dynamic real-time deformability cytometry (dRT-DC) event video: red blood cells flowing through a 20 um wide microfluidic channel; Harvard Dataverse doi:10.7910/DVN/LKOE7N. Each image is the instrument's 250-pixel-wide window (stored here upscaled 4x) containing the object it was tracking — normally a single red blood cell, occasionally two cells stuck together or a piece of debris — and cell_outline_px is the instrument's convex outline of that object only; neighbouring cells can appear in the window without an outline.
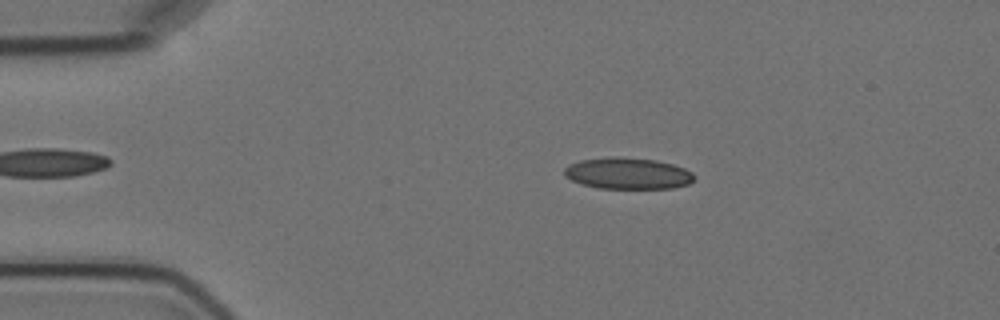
{"species": "Egyptian fruit bat (a non-hibernating species)", "species_latin": "Rousettus aegyptiacus", "temperature_condition": "cold", "stored_images_in_passage": 8, "camera_frame_rate_fps": 3000, "um_per_image_px": 0.085, "animal": {"sex": "female"}, "frame": {"image": 1, "passage_image": 2, "time_ms": 1.333, "image_size_px": [1000, 320], "cell_outline_px": [[696, 176], [688, 184], [672, 188], [596, 188], [580, 184], [564, 176], [564, 168], [568, 164], [580, 160], [612, 156], [620, 156], [656, 160], [672, 164], [684, 168], [692, 172]], "centroid_in_image_um": [53.32, 14.73], "position_along_channel_um": 31.7, "area_um2": 23.99}}
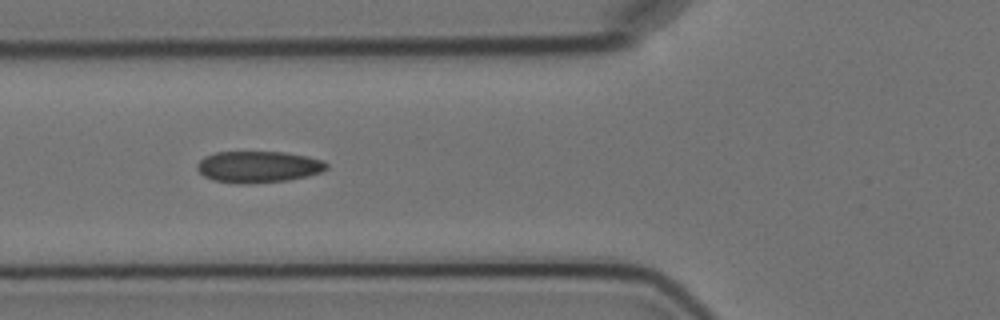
{"frame": {"image": 2, "passage_image": 5, "time_ms": 4.667, "image_size_px": [1000, 320], "cell_outline_px": [[328, 168], [320, 172], [308, 176], [288, 180], [244, 184], [240, 184], [212, 180], [204, 176], [196, 168], [196, 164], [204, 156], [216, 152], [284, 152], [308, 156], [324, 160], [328, 164]], "centroid_in_image_um": [21.96, 14.18], "position_along_channel_um": 103.8, "area_um2": 23.93}}
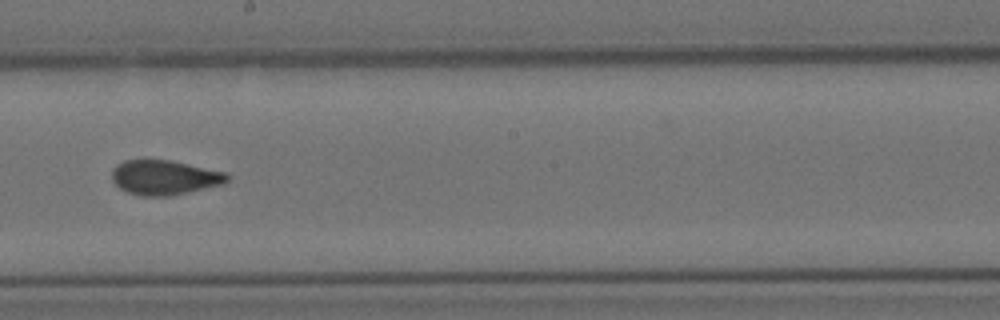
{"frame": {"image": 3, "passage_image": 8, "time_ms": 8.333, "image_size_px": [1000, 320], "cell_outline_px": [[228, 180], [224, 184], [188, 192], [168, 196], [140, 196], [128, 192], [120, 188], [112, 180], [112, 172], [116, 164], [124, 160], [172, 160], [228, 172]], "centroid_in_image_um": [14.0, 15.08], "position_along_channel_um": 234.2, "area_um2": 23.41}}